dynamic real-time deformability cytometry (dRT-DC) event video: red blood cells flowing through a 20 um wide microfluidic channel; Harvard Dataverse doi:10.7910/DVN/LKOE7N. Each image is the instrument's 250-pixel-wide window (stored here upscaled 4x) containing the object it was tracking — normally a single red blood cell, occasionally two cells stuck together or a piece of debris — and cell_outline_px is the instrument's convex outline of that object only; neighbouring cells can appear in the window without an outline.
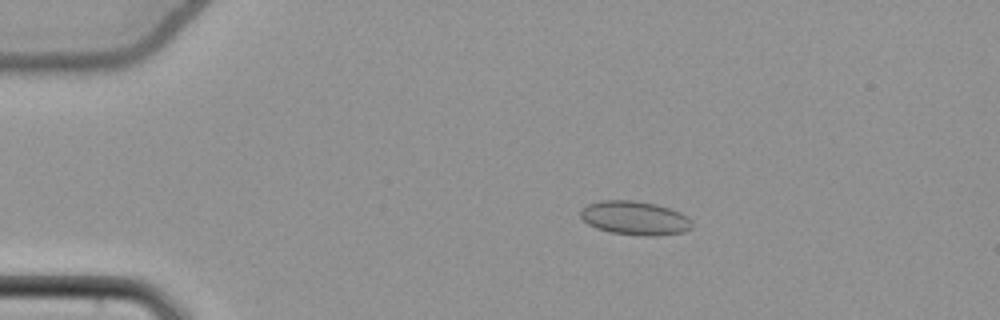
{"species": "common noctule bat (a hibernating species)", "species_latin": "Nyctalus noctula", "temperature_condition": "cold", "stored_images_in_passage": 56, "camera_frame_rate_fps": 3000, "um_per_image_px": 0.085, "animal": {"sex": "female", "body_mass_g": 22.7, "forearm_length_mm": 54.2}, "frame": {"image": 1, "passage_image": 12, "time_ms": 3.667, "image_size_px": [1000, 320], "cell_outline_px": [[692, 228], [684, 232], [656, 236], [644, 236], [612, 232], [596, 228], [588, 224], [580, 216], [580, 212], [588, 204], [600, 200], [636, 200], [656, 204], [680, 212], [688, 216], [692, 220]], "centroid_in_image_um": [53.99, 18.53], "position_along_channel_um": 31.0, "area_um2": 22.08}}
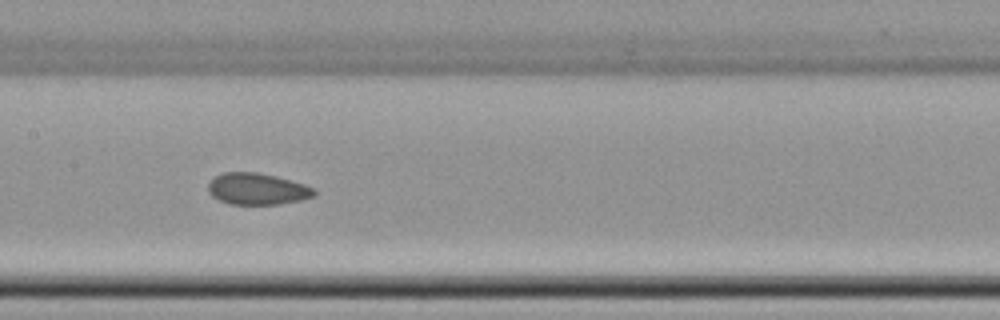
{"frame": {"image": 2, "passage_image": 29, "time_ms": 9.333, "image_size_px": [1000, 320], "cell_outline_px": [[316, 196], [300, 200], [280, 204], [228, 204], [212, 196], [208, 192], [208, 184], [216, 176], [224, 172], [256, 172], [276, 176], [304, 184], [316, 188]], "centroid_in_image_um": [21.89, 16.06], "position_along_channel_um": 185.5, "area_um2": 19.54}}
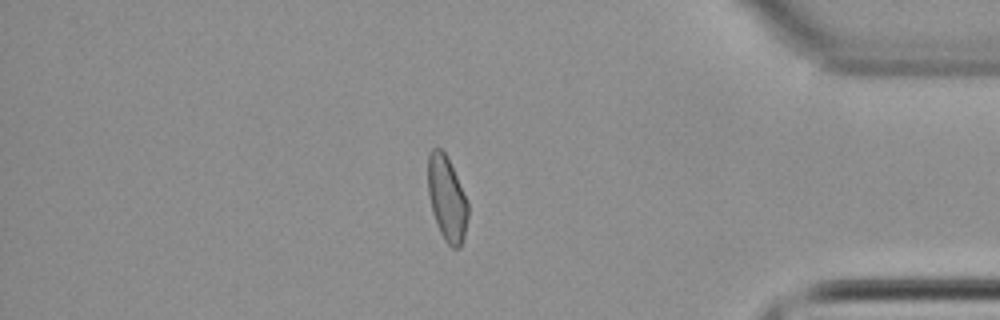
{"frame": {"image": 3, "passage_image": 48, "time_ms": 15.667, "image_size_px": [1000, 320], "cell_outline_px": [[468, 216], [464, 236], [460, 248], [452, 248], [444, 240], [440, 232], [432, 212], [428, 196], [428, 152], [432, 148], [440, 148], [444, 152], [456, 176], [468, 204]], "centroid_in_image_um": [37.96, 16.9], "position_along_channel_um": 397.2, "area_um2": 19.59}, "authors_computed_cell_mechanics": {"area_um2": 20.3745, "velocity_mm_per_s": 3.8218, "shape_relaxation_time_tau1_ms": null, "shape_relaxation_time_tau2_ms": 2.9474, "deformation_change_tau1": null, "deformation_change_tau2": 0.0714}}